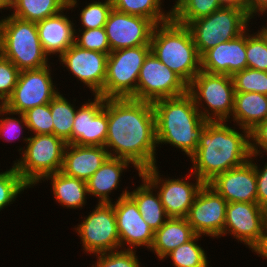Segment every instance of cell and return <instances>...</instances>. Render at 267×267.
Returning a JSON list of instances; mask_svg holds the SVG:
<instances>
[{
    "instance_id": "836d02e7",
    "label": "cell",
    "mask_w": 267,
    "mask_h": 267,
    "mask_svg": "<svg viewBox=\"0 0 267 267\" xmlns=\"http://www.w3.org/2000/svg\"><path fill=\"white\" fill-rule=\"evenodd\" d=\"M246 30L247 67L267 72V38L258 30L253 34Z\"/></svg>"
},
{
    "instance_id": "6da1fadb",
    "label": "cell",
    "mask_w": 267,
    "mask_h": 267,
    "mask_svg": "<svg viewBox=\"0 0 267 267\" xmlns=\"http://www.w3.org/2000/svg\"><path fill=\"white\" fill-rule=\"evenodd\" d=\"M109 156L132 162L140 171L157 165L156 118L151 102L104 98Z\"/></svg>"
},
{
    "instance_id": "cb8c5ba5",
    "label": "cell",
    "mask_w": 267,
    "mask_h": 267,
    "mask_svg": "<svg viewBox=\"0 0 267 267\" xmlns=\"http://www.w3.org/2000/svg\"><path fill=\"white\" fill-rule=\"evenodd\" d=\"M132 165L141 171L129 160L109 156L102 166L86 181L88 194L98 199V203H112L110 198L113 190H117L121 182L123 172Z\"/></svg>"
},
{
    "instance_id": "5b68a950",
    "label": "cell",
    "mask_w": 267,
    "mask_h": 267,
    "mask_svg": "<svg viewBox=\"0 0 267 267\" xmlns=\"http://www.w3.org/2000/svg\"><path fill=\"white\" fill-rule=\"evenodd\" d=\"M0 54L20 71L50 65L49 56L40 43L36 22L21 20L10 14L0 19Z\"/></svg>"
},
{
    "instance_id": "7bdbcfd3",
    "label": "cell",
    "mask_w": 267,
    "mask_h": 267,
    "mask_svg": "<svg viewBox=\"0 0 267 267\" xmlns=\"http://www.w3.org/2000/svg\"><path fill=\"white\" fill-rule=\"evenodd\" d=\"M250 150L251 155L258 158L263 157V152L267 154V119L258 123L250 131ZM259 149V150H258Z\"/></svg>"
},
{
    "instance_id": "8992f818",
    "label": "cell",
    "mask_w": 267,
    "mask_h": 267,
    "mask_svg": "<svg viewBox=\"0 0 267 267\" xmlns=\"http://www.w3.org/2000/svg\"><path fill=\"white\" fill-rule=\"evenodd\" d=\"M25 145L18 151L20 158L14 162L17 172L30 187L42 183V180L61 171L64 151L67 143L54 134H38L23 137Z\"/></svg>"
},
{
    "instance_id": "b9f144b4",
    "label": "cell",
    "mask_w": 267,
    "mask_h": 267,
    "mask_svg": "<svg viewBox=\"0 0 267 267\" xmlns=\"http://www.w3.org/2000/svg\"><path fill=\"white\" fill-rule=\"evenodd\" d=\"M20 70L0 54V97L6 101L13 94Z\"/></svg>"
},
{
    "instance_id": "30bf717a",
    "label": "cell",
    "mask_w": 267,
    "mask_h": 267,
    "mask_svg": "<svg viewBox=\"0 0 267 267\" xmlns=\"http://www.w3.org/2000/svg\"><path fill=\"white\" fill-rule=\"evenodd\" d=\"M228 234L257 253L267 236V210L258 203H227L224 230L219 238Z\"/></svg>"
},
{
    "instance_id": "ab89813d",
    "label": "cell",
    "mask_w": 267,
    "mask_h": 267,
    "mask_svg": "<svg viewBox=\"0 0 267 267\" xmlns=\"http://www.w3.org/2000/svg\"><path fill=\"white\" fill-rule=\"evenodd\" d=\"M136 250H117L95 254L96 263L91 267H141Z\"/></svg>"
},
{
    "instance_id": "d590c367",
    "label": "cell",
    "mask_w": 267,
    "mask_h": 267,
    "mask_svg": "<svg viewBox=\"0 0 267 267\" xmlns=\"http://www.w3.org/2000/svg\"><path fill=\"white\" fill-rule=\"evenodd\" d=\"M30 187L23 181L14 164L12 168L0 172V212L17 200L24 190ZM23 191V192H22Z\"/></svg>"
},
{
    "instance_id": "f546056e",
    "label": "cell",
    "mask_w": 267,
    "mask_h": 267,
    "mask_svg": "<svg viewBox=\"0 0 267 267\" xmlns=\"http://www.w3.org/2000/svg\"><path fill=\"white\" fill-rule=\"evenodd\" d=\"M113 9L137 15L152 20L155 24H161L172 18L171 7L165 11L163 0H111Z\"/></svg>"
},
{
    "instance_id": "7c38bea8",
    "label": "cell",
    "mask_w": 267,
    "mask_h": 267,
    "mask_svg": "<svg viewBox=\"0 0 267 267\" xmlns=\"http://www.w3.org/2000/svg\"><path fill=\"white\" fill-rule=\"evenodd\" d=\"M159 172L158 166L155 165L141 171V176L156 189L169 218H185L204 183L191 171L186 174V178L176 177L177 179L174 177L172 179L171 177L163 178ZM192 178L195 183H189Z\"/></svg>"
},
{
    "instance_id": "ee69618b",
    "label": "cell",
    "mask_w": 267,
    "mask_h": 267,
    "mask_svg": "<svg viewBox=\"0 0 267 267\" xmlns=\"http://www.w3.org/2000/svg\"><path fill=\"white\" fill-rule=\"evenodd\" d=\"M254 155L250 156V162L254 165L257 180V203L267 210V162L262 167L254 162Z\"/></svg>"
},
{
    "instance_id": "f35d334b",
    "label": "cell",
    "mask_w": 267,
    "mask_h": 267,
    "mask_svg": "<svg viewBox=\"0 0 267 267\" xmlns=\"http://www.w3.org/2000/svg\"><path fill=\"white\" fill-rule=\"evenodd\" d=\"M74 44L86 50L99 51L106 54L111 52L104 27L75 30Z\"/></svg>"
},
{
    "instance_id": "d6986e66",
    "label": "cell",
    "mask_w": 267,
    "mask_h": 267,
    "mask_svg": "<svg viewBox=\"0 0 267 267\" xmlns=\"http://www.w3.org/2000/svg\"><path fill=\"white\" fill-rule=\"evenodd\" d=\"M108 133L107 112L104 110V98L94 96L88 99L76 111L71 133V144L80 146H105Z\"/></svg>"
},
{
    "instance_id": "60d3db41",
    "label": "cell",
    "mask_w": 267,
    "mask_h": 267,
    "mask_svg": "<svg viewBox=\"0 0 267 267\" xmlns=\"http://www.w3.org/2000/svg\"><path fill=\"white\" fill-rule=\"evenodd\" d=\"M14 115H17L18 118L13 117ZM23 128H26V130L28 129L24 115L11 112L7 109L2 114L0 120V139L3 138V141L5 140V142H13L14 140H18L21 138V135H25L22 132V130H24Z\"/></svg>"
},
{
    "instance_id": "52a82bcc",
    "label": "cell",
    "mask_w": 267,
    "mask_h": 267,
    "mask_svg": "<svg viewBox=\"0 0 267 267\" xmlns=\"http://www.w3.org/2000/svg\"><path fill=\"white\" fill-rule=\"evenodd\" d=\"M250 20L245 9L224 5L208 16L190 22L187 27L201 57L219 43L231 41L244 33Z\"/></svg>"
},
{
    "instance_id": "1f68e13d",
    "label": "cell",
    "mask_w": 267,
    "mask_h": 267,
    "mask_svg": "<svg viewBox=\"0 0 267 267\" xmlns=\"http://www.w3.org/2000/svg\"><path fill=\"white\" fill-rule=\"evenodd\" d=\"M221 0H175L172 5V19L179 24L190 22L208 16L223 7Z\"/></svg>"
},
{
    "instance_id": "ba28073f",
    "label": "cell",
    "mask_w": 267,
    "mask_h": 267,
    "mask_svg": "<svg viewBox=\"0 0 267 267\" xmlns=\"http://www.w3.org/2000/svg\"><path fill=\"white\" fill-rule=\"evenodd\" d=\"M188 93L205 120L227 121L234 107V83L231 75L200 70L188 84Z\"/></svg>"
},
{
    "instance_id": "7a4b0ae2",
    "label": "cell",
    "mask_w": 267,
    "mask_h": 267,
    "mask_svg": "<svg viewBox=\"0 0 267 267\" xmlns=\"http://www.w3.org/2000/svg\"><path fill=\"white\" fill-rule=\"evenodd\" d=\"M239 129L235 125L230 127L227 121H209L201 133L196 152L189 158L193 164L189 171L208 184L218 174L248 162L250 131Z\"/></svg>"
},
{
    "instance_id": "816d5d0a",
    "label": "cell",
    "mask_w": 267,
    "mask_h": 267,
    "mask_svg": "<svg viewBox=\"0 0 267 267\" xmlns=\"http://www.w3.org/2000/svg\"><path fill=\"white\" fill-rule=\"evenodd\" d=\"M8 10V8L0 1V11L2 12V10Z\"/></svg>"
},
{
    "instance_id": "5bb4252c",
    "label": "cell",
    "mask_w": 267,
    "mask_h": 267,
    "mask_svg": "<svg viewBox=\"0 0 267 267\" xmlns=\"http://www.w3.org/2000/svg\"><path fill=\"white\" fill-rule=\"evenodd\" d=\"M51 65L20 71L13 94L7 100V109L23 114L28 109L47 104L59 93L53 83Z\"/></svg>"
},
{
    "instance_id": "4316f807",
    "label": "cell",
    "mask_w": 267,
    "mask_h": 267,
    "mask_svg": "<svg viewBox=\"0 0 267 267\" xmlns=\"http://www.w3.org/2000/svg\"><path fill=\"white\" fill-rule=\"evenodd\" d=\"M46 180L51 181L53 197L63 208L82 210L85 207L89 196L86 181L68 176L61 171L46 176L42 181Z\"/></svg>"
},
{
    "instance_id": "d4e9b609",
    "label": "cell",
    "mask_w": 267,
    "mask_h": 267,
    "mask_svg": "<svg viewBox=\"0 0 267 267\" xmlns=\"http://www.w3.org/2000/svg\"><path fill=\"white\" fill-rule=\"evenodd\" d=\"M232 118V120H231ZM267 119V95L256 92H235L230 120L238 127L251 131Z\"/></svg>"
},
{
    "instance_id": "f907efd6",
    "label": "cell",
    "mask_w": 267,
    "mask_h": 267,
    "mask_svg": "<svg viewBox=\"0 0 267 267\" xmlns=\"http://www.w3.org/2000/svg\"><path fill=\"white\" fill-rule=\"evenodd\" d=\"M267 24V21H266ZM265 24V26L263 25L260 30L265 34L266 38H267V25Z\"/></svg>"
},
{
    "instance_id": "4dcf8cb0",
    "label": "cell",
    "mask_w": 267,
    "mask_h": 267,
    "mask_svg": "<svg viewBox=\"0 0 267 267\" xmlns=\"http://www.w3.org/2000/svg\"><path fill=\"white\" fill-rule=\"evenodd\" d=\"M59 93L50 102V111L53 119V134L67 144H71V133L76 111L78 108Z\"/></svg>"
},
{
    "instance_id": "44dd1931",
    "label": "cell",
    "mask_w": 267,
    "mask_h": 267,
    "mask_svg": "<svg viewBox=\"0 0 267 267\" xmlns=\"http://www.w3.org/2000/svg\"><path fill=\"white\" fill-rule=\"evenodd\" d=\"M246 68V31L231 41L219 43L201 56V70L207 73L232 76Z\"/></svg>"
},
{
    "instance_id": "2e32d148",
    "label": "cell",
    "mask_w": 267,
    "mask_h": 267,
    "mask_svg": "<svg viewBox=\"0 0 267 267\" xmlns=\"http://www.w3.org/2000/svg\"><path fill=\"white\" fill-rule=\"evenodd\" d=\"M124 188L116 201L112 202L116 217L120 248L135 250L139 247L150 249L154 241V230L145 222L135 201ZM127 246V247H125Z\"/></svg>"
},
{
    "instance_id": "277c9868",
    "label": "cell",
    "mask_w": 267,
    "mask_h": 267,
    "mask_svg": "<svg viewBox=\"0 0 267 267\" xmlns=\"http://www.w3.org/2000/svg\"><path fill=\"white\" fill-rule=\"evenodd\" d=\"M150 46L151 52L187 84L201 70V57L190 30L172 18L155 25Z\"/></svg>"
},
{
    "instance_id": "9a60e30c",
    "label": "cell",
    "mask_w": 267,
    "mask_h": 267,
    "mask_svg": "<svg viewBox=\"0 0 267 267\" xmlns=\"http://www.w3.org/2000/svg\"><path fill=\"white\" fill-rule=\"evenodd\" d=\"M227 203L214 188L204 184L185 218L196 235L219 238L224 230Z\"/></svg>"
},
{
    "instance_id": "d6a6232c",
    "label": "cell",
    "mask_w": 267,
    "mask_h": 267,
    "mask_svg": "<svg viewBox=\"0 0 267 267\" xmlns=\"http://www.w3.org/2000/svg\"><path fill=\"white\" fill-rule=\"evenodd\" d=\"M202 237V235H195L187 243L168 253L162 261L170 257L174 267H209L207 253L197 243Z\"/></svg>"
},
{
    "instance_id": "ffe728a7",
    "label": "cell",
    "mask_w": 267,
    "mask_h": 267,
    "mask_svg": "<svg viewBox=\"0 0 267 267\" xmlns=\"http://www.w3.org/2000/svg\"><path fill=\"white\" fill-rule=\"evenodd\" d=\"M208 184L228 203H257L256 172L250 161L240 167L218 174Z\"/></svg>"
},
{
    "instance_id": "8d00e7d4",
    "label": "cell",
    "mask_w": 267,
    "mask_h": 267,
    "mask_svg": "<svg viewBox=\"0 0 267 267\" xmlns=\"http://www.w3.org/2000/svg\"><path fill=\"white\" fill-rule=\"evenodd\" d=\"M235 92H256L267 95V72L246 68L232 75Z\"/></svg>"
},
{
    "instance_id": "e575fe53",
    "label": "cell",
    "mask_w": 267,
    "mask_h": 267,
    "mask_svg": "<svg viewBox=\"0 0 267 267\" xmlns=\"http://www.w3.org/2000/svg\"><path fill=\"white\" fill-rule=\"evenodd\" d=\"M87 4L88 5L83 7L79 14V20L82 27L81 29H76L75 25V30L97 29L104 27L109 14L113 9L111 0H93Z\"/></svg>"
},
{
    "instance_id": "4fadbf2b",
    "label": "cell",
    "mask_w": 267,
    "mask_h": 267,
    "mask_svg": "<svg viewBox=\"0 0 267 267\" xmlns=\"http://www.w3.org/2000/svg\"><path fill=\"white\" fill-rule=\"evenodd\" d=\"M187 92L188 84L150 51L140 69L136 93L131 99L153 103Z\"/></svg>"
},
{
    "instance_id": "8fae6325",
    "label": "cell",
    "mask_w": 267,
    "mask_h": 267,
    "mask_svg": "<svg viewBox=\"0 0 267 267\" xmlns=\"http://www.w3.org/2000/svg\"><path fill=\"white\" fill-rule=\"evenodd\" d=\"M77 227L85 254L95 255L120 250L116 217L112 203H97Z\"/></svg>"
},
{
    "instance_id": "7402d4cb",
    "label": "cell",
    "mask_w": 267,
    "mask_h": 267,
    "mask_svg": "<svg viewBox=\"0 0 267 267\" xmlns=\"http://www.w3.org/2000/svg\"><path fill=\"white\" fill-rule=\"evenodd\" d=\"M109 157L104 146L67 144L61 172L87 181Z\"/></svg>"
},
{
    "instance_id": "7dc6e473",
    "label": "cell",
    "mask_w": 267,
    "mask_h": 267,
    "mask_svg": "<svg viewBox=\"0 0 267 267\" xmlns=\"http://www.w3.org/2000/svg\"><path fill=\"white\" fill-rule=\"evenodd\" d=\"M256 254H258V256H261V258L267 260V236L264 246Z\"/></svg>"
},
{
    "instance_id": "e0dca14e",
    "label": "cell",
    "mask_w": 267,
    "mask_h": 267,
    "mask_svg": "<svg viewBox=\"0 0 267 267\" xmlns=\"http://www.w3.org/2000/svg\"><path fill=\"white\" fill-rule=\"evenodd\" d=\"M108 54L99 51L82 49L73 44L58 59L63 68L78 81L84 83L92 92L99 96L104 88L106 79Z\"/></svg>"
},
{
    "instance_id": "f1b7e54d",
    "label": "cell",
    "mask_w": 267,
    "mask_h": 267,
    "mask_svg": "<svg viewBox=\"0 0 267 267\" xmlns=\"http://www.w3.org/2000/svg\"><path fill=\"white\" fill-rule=\"evenodd\" d=\"M79 0H15L11 15L25 21L39 22L63 10L78 7ZM14 9V10H13Z\"/></svg>"
},
{
    "instance_id": "83f0119b",
    "label": "cell",
    "mask_w": 267,
    "mask_h": 267,
    "mask_svg": "<svg viewBox=\"0 0 267 267\" xmlns=\"http://www.w3.org/2000/svg\"><path fill=\"white\" fill-rule=\"evenodd\" d=\"M139 177L142 181L141 184L133 191H129L128 195L137 204L142 218L155 232L169 217L156 189L143 176L140 175Z\"/></svg>"
},
{
    "instance_id": "484cf974",
    "label": "cell",
    "mask_w": 267,
    "mask_h": 267,
    "mask_svg": "<svg viewBox=\"0 0 267 267\" xmlns=\"http://www.w3.org/2000/svg\"><path fill=\"white\" fill-rule=\"evenodd\" d=\"M195 235L186 218H169L155 231L154 241L149 250L162 261L168 253L187 243Z\"/></svg>"
},
{
    "instance_id": "f6af8a7d",
    "label": "cell",
    "mask_w": 267,
    "mask_h": 267,
    "mask_svg": "<svg viewBox=\"0 0 267 267\" xmlns=\"http://www.w3.org/2000/svg\"><path fill=\"white\" fill-rule=\"evenodd\" d=\"M246 13L250 19L255 16H267V0H246Z\"/></svg>"
},
{
    "instance_id": "603a6c76",
    "label": "cell",
    "mask_w": 267,
    "mask_h": 267,
    "mask_svg": "<svg viewBox=\"0 0 267 267\" xmlns=\"http://www.w3.org/2000/svg\"><path fill=\"white\" fill-rule=\"evenodd\" d=\"M64 11L36 23L40 43L48 56L60 57L74 44L75 24Z\"/></svg>"
},
{
    "instance_id": "c3c4849f",
    "label": "cell",
    "mask_w": 267,
    "mask_h": 267,
    "mask_svg": "<svg viewBox=\"0 0 267 267\" xmlns=\"http://www.w3.org/2000/svg\"><path fill=\"white\" fill-rule=\"evenodd\" d=\"M6 110H7V101L3 99L2 97H0V117Z\"/></svg>"
},
{
    "instance_id": "74e56055",
    "label": "cell",
    "mask_w": 267,
    "mask_h": 267,
    "mask_svg": "<svg viewBox=\"0 0 267 267\" xmlns=\"http://www.w3.org/2000/svg\"><path fill=\"white\" fill-rule=\"evenodd\" d=\"M30 135L53 134V119L50 103L38 105L23 113Z\"/></svg>"
},
{
    "instance_id": "bcb514c9",
    "label": "cell",
    "mask_w": 267,
    "mask_h": 267,
    "mask_svg": "<svg viewBox=\"0 0 267 267\" xmlns=\"http://www.w3.org/2000/svg\"><path fill=\"white\" fill-rule=\"evenodd\" d=\"M225 6H239L243 9L246 8V0H221Z\"/></svg>"
},
{
    "instance_id": "3957f363",
    "label": "cell",
    "mask_w": 267,
    "mask_h": 267,
    "mask_svg": "<svg viewBox=\"0 0 267 267\" xmlns=\"http://www.w3.org/2000/svg\"><path fill=\"white\" fill-rule=\"evenodd\" d=\"M152 104L156 118L157 146L170 144L191 157L196 152L201 133L209 122L198 111L193 97L187 92L181 96L157 100Z\"/></svg>"
},
{
    "instance_id": "ac0fdd59",
    "label": "cell",
    "mask_w": 267,
    "mask_h": 267,
    "mask_svg": "<svg viewBox=\"0 0 267 267\" xmlns=\"http://www.w3.org/2000/svg\"><path fill=\"white\" fill-rule=\"evenodd\" d=\"M155 25L150 19L112 9L104 26L111 52L124 48L150 46Z\"/></svg>"
},
{
    "instance_id": "9c48e42d",
    "label": "cell",
    "mask_w": 267,
    "mask_h": 267,
    "mask_svg": "<svg viewBox=\"0 0 267 267\" xmlns=\"http://www.w3.org/2000/svg\"><path fill=\"white\" fill-rule=\"evenodd\" d=\"M150 51L151 46H137L110 52L104 88L99 96L131 98L136 93L140 69Z\"/></svg>"
},
{
    "instance_id": "681fc988",
    "label": "cell",
    "mask_w": 267,
    "mask_h": 267,
    "mask_svg": "<svg viewBox=\"0 0 267 267\" xmlns=\"http://www.w3.org/2000/svg\"><path fill=\"white\" fill-rule=\"evenodd\" d=\"M8 9L9 11L15 4V0H0Z\"/></svg>"
}]
</instances>
